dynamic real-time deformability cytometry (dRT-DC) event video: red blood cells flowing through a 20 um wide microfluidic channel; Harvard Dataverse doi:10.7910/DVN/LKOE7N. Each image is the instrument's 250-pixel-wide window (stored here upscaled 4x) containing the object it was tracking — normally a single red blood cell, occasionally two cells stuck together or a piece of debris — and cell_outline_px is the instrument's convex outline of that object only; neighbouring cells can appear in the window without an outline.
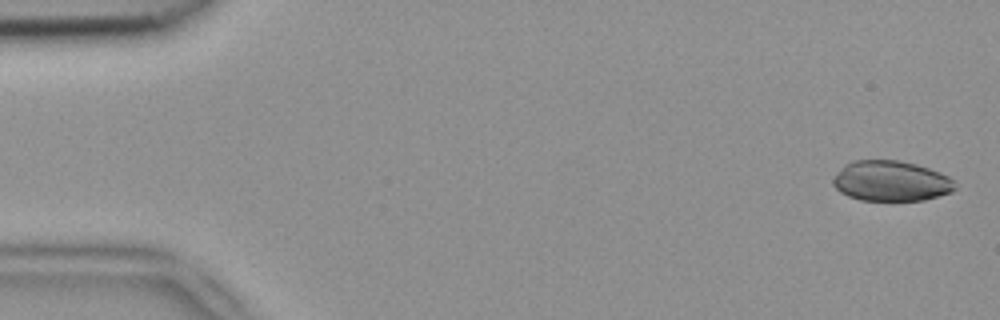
{"species": "common noctule bat (a hibernating species)", "species_latin": "Nyctalus noctula", "temperature_condition": "room temperature", "stored_images_in_passage": 52, "camera_frame_rate_fps": 3000, "um_per_image_px": 0.085, "animal": {"sex": "female", "body_mass_g": 18.4}, "frame": {"image": 1, "passage_image": 2, "time_ms": 0.333, "image_size_px": [1000, 320], "cell_outline_px": [[956, 188], [952, 192], [924, 200], [860, 200], [848, 196], [840, 192], [832, 184], [832, 180], [844, 164], [852, 160], [896, 160], [916, 164], [940, 172], [948, 176], [952, 180]], "centroid_in_image_um": [75.72, 15.38], "position_along_channel_um": 9.3, "area_um2": 28.67}}
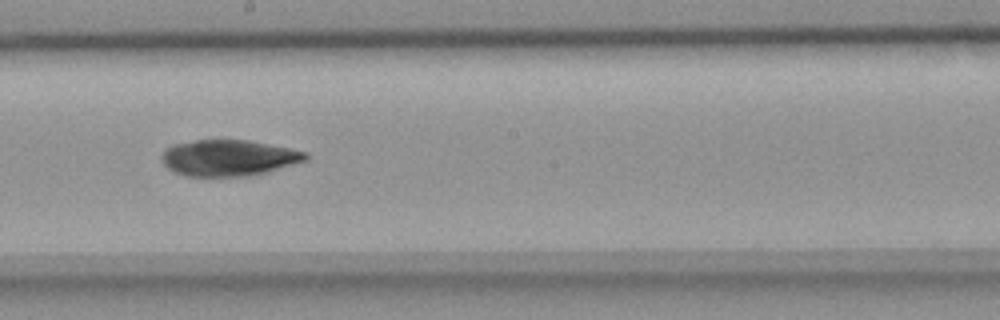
{"frame": {"image": 2, "passage_image": 29, "time_ms": 9.333, "image_size_px": [1000, 320], "cell_outline_px": [[308, 160], [268, 172], [252, 176], [184, 176], [168, 168], [164, 164], [160, 156], [172, 144], [196, 140], [248, 140], [288, 148], [304, 152], [308, 156]], "centroid_in_image_um": [19.43, 13.43], "position_along_channel_um": 228.8, "area_um2": 30.23}}
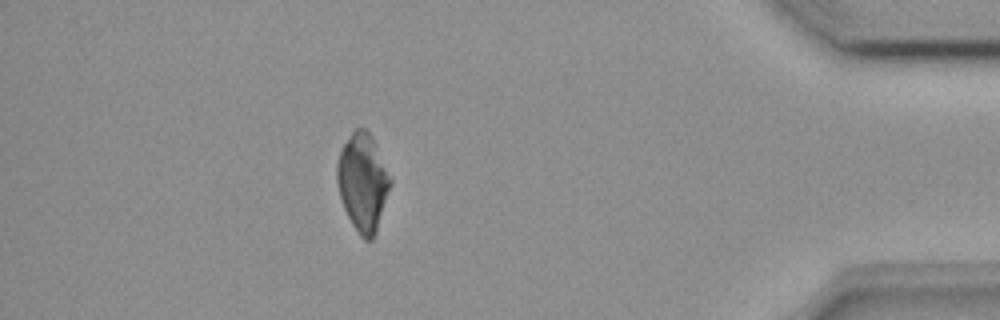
{"frame": {"image": 3, "passage_image": 46, "time_ms": 15.0, "image_size_px": [1000, 320], "cell_outline_px": [[392, 184], [376, 232], [372, 240], [364, 240], [360, 236], [352, 224], [344, 208], [340, 196], [336, 180], [336, 164], [340, 152], [344, 144], [352, 132], [356, 128], [364, 128], [372, 136], [392, 180]], "centroid_in_image_um": [30.84, 15.5], "position_along_channel_um": 404.4, "area_um2": 30.23}}